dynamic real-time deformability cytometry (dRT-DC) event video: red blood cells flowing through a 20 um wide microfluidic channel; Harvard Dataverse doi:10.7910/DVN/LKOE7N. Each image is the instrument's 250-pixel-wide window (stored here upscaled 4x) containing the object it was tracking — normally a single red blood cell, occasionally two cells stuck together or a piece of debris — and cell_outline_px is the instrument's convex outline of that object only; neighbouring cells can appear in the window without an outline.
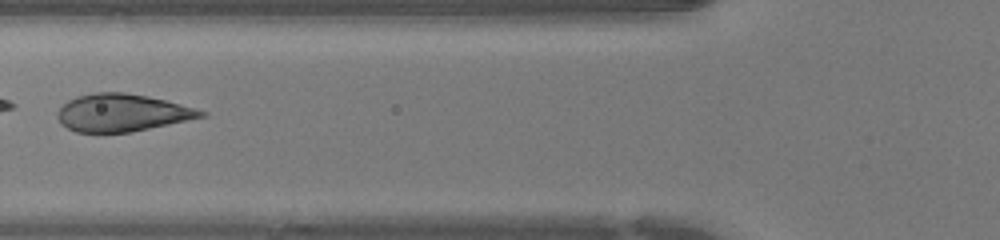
{"species": "human", "species_latin": "Homo sapiens", "temperature_condition": "warm", "stored_images_in_passage": 32, "camera_frame_rate_fps": 3000, "um_per_image_px": 0.085, "donor": {"sex": "female"}, "frame": {"image": 1, "passage_image": 10, "time_ms": 3.0, "image_size_px": [1000, 240], "cell_outline_px": [[208, 116], [132, 132], [76, 132], [60, 124], [56, 116], [56, 112], [68, 100], [76, 96], [96, 92], [124, 92], [148, 96], [196, 108], [208, 112]], "centroid_in_image_um": [10.38, 9.58], "position_along_channel_um": 115.4, "area_um2": 31.5}}
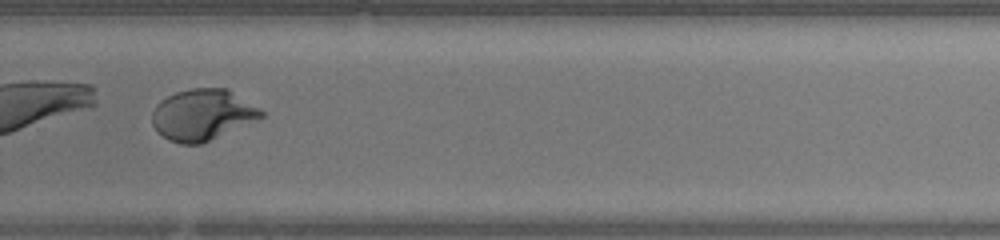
{"frame": {"image": 2, "passage_image": 23, "time_ms": 7.333, "image_size_px": [1000, 240], "cell_outline_px": [[264, 116], [256, 120], [200, 144], [180, 144], [168, 140], [156, 132], [152, 124], [152, 112], [156, 104], [160, 100], [176, 92], [192, 88], [228, 88], [260, 108], [264, 112]], "centroid_in_image_um": [17.18, 9.75], "position_along_channel_um": 312.6, "area_um2": 32.54}}